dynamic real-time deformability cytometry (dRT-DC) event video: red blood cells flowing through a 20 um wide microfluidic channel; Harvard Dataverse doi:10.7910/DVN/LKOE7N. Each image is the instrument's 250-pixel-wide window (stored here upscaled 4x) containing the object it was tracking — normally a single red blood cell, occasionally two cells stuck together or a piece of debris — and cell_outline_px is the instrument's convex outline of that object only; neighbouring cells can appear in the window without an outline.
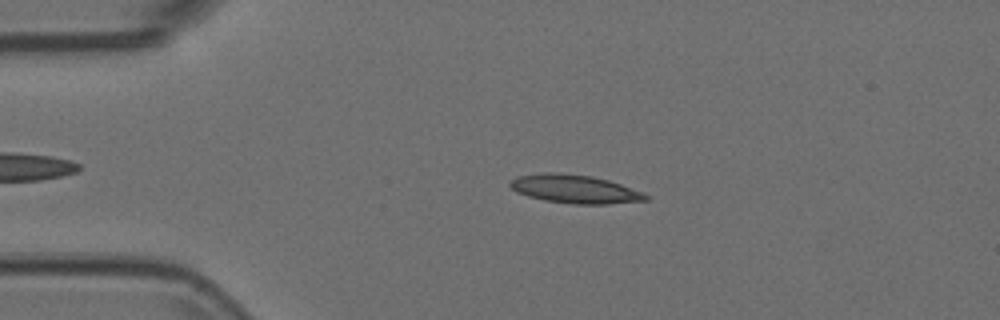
{"species": "Egyptian fruit bat (a non-hibernating species)", "species_latin": "Rousettus aegyptiacus", "temperature_condition": "room temperature", "stored_images_in_passage": 32, "camera_frame_rate_fps": 3000, "um_per_image_px": 0.085, "animal": {"sex": "female"}, "frame": {"image": 1, "passage_image": 4, "time_ms": 1.0, "image_size_px": [1000, 320], "cell_outline_px": [[648, 200], [608, 204], [572, 204], [544, 200], [528, 196], [516, 192], [508, 184], [516, 176], [544, 172], [560, 172], [592, 176], [608, 180], [644, 192], [648, 196]], "centroid_in_image_um": [48.85, 16.06], "position_along_channel_um": 36.2, "area_um2": 22.6}}
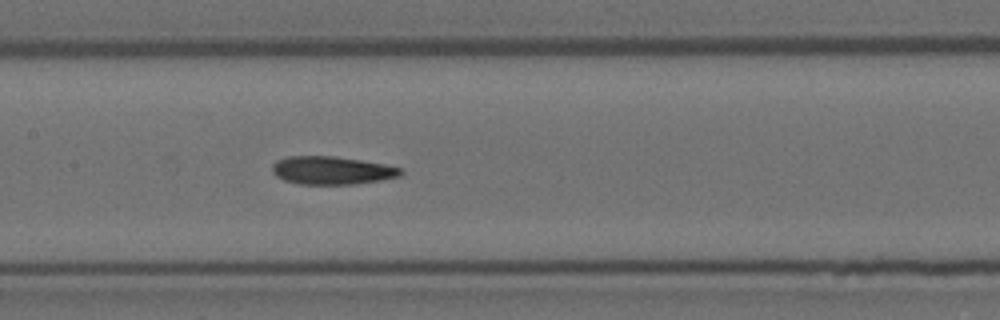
{"frame": {"image": 2, "passage_image": 18, "time_ms": 5.667, "image_size_px": [1000, 320], "cell_outline_px": [[404, 172], [400, 176], [380, 180], [356, 184], [300, 184], [284, 180], [276, 176], [272, 172], [272, 164], [276, 160], [288, 156], [332, 156], [360, 160], [384, 164], [400, 168]], "centroid_in_image_um": [28.18, 14.48], "position_along_channel_um": 179.2, "area_um2": 20.98}}
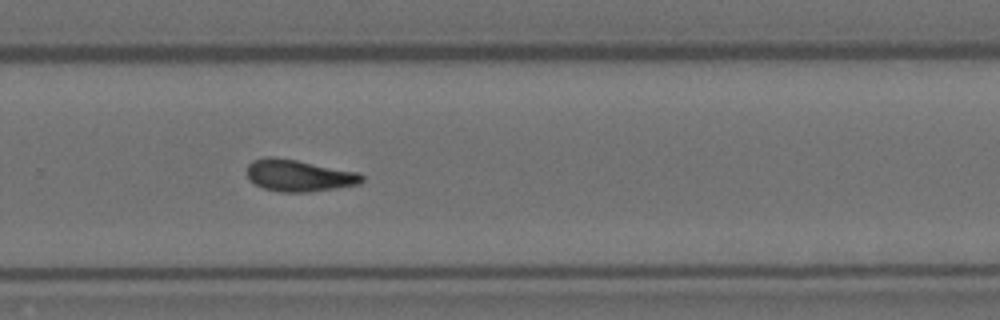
{"frame": {"image": 3, "passage_image": 28, "time_ms": 9.0, "image_size_px": [1000, 320], "cell_outline_px": [[364, 180], [360, 184], [336, 188], [308, 192], [280, 192], [264, 188], [248, 180], [248, 164], [252, 160], [268, 156], [276, 156], [360, 172], [364, 176]], "centroid_in_image_um": [25.42, 14.91], "position_along_channel_um": 304.4, "area_um2": 21.5}}